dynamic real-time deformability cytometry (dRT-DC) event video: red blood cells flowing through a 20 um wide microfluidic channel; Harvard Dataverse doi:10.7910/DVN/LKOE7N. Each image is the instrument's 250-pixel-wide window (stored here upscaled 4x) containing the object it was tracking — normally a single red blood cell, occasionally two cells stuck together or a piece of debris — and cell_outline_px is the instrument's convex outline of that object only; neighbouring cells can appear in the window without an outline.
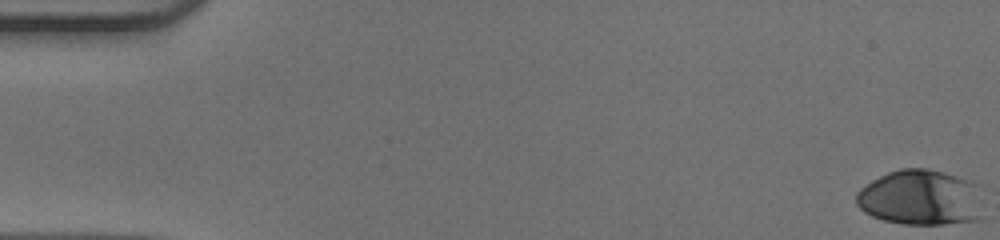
{"species": "human", "species_latin": "Homo sapiens", "temperature_condition": "warm", "stored_images_in_passage": 48, "camera_frame_rate_fps": 3000, "um_per_image_px": 0.085, "donor": {"sex": "male"}, "frame": {"image": 1, "passage_image": 1, "time_ms": 0.0, "image_size_px": [1000, 240], "cell_outline_px": [[980, 184], [976, 220], [940, 224], [904, 224], [884, 220], [872, 216], [864, 212], [856, 204], [856, 192], [860, 188], [872, 180], [888, 172], [900, 168], [928, 168], [956, 176]], "centroid_in_image_um": [78.18, 16.78], "position_along_channel_um": 6.8, "area_um2": 40.69}}
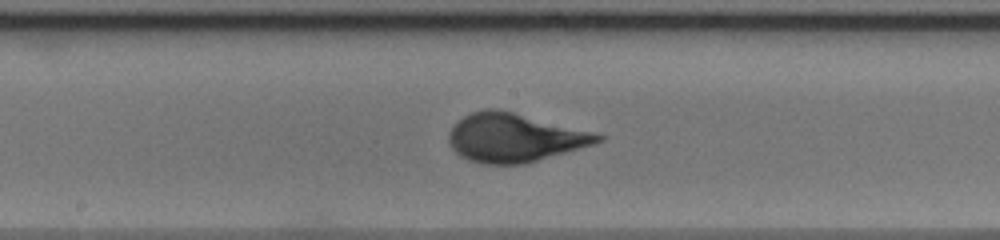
{"frame": {"image": 2, "passage_image": 28, "time_ms": 9.0, "image_size_px": [1000, 240], "cell_outline_px": [[604, 140], [592, 144], [524, 164], [484, 164], [468, 160], [460, 156], [452, 148], [448, 140], [448, 136], [452, 128], [464, 116], [472, 112], [488, 108], [492, 108], [512, 112], [592, 132], [604, 136]], "centroid_in_image_um": [43.68, 11.71], "position_along_channel_um": 204.5, "area_um2": 41.33}}
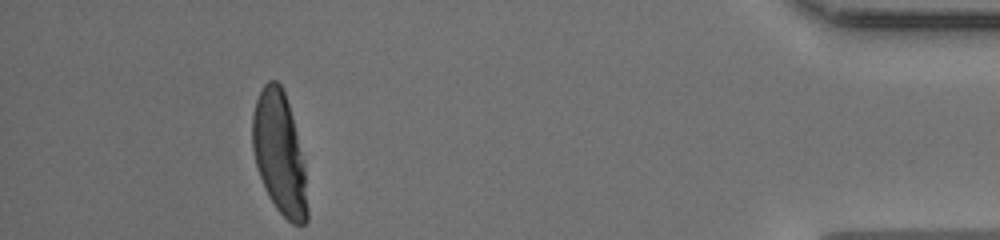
{"frame": {"image": 3, "passage_image": 48, "time_ms": 15.667, "image_size_px": [1000, 240], "cell_outline_px": [[308, 220], [304, 224], [292, 224], [276, 208], [268, 196], [264, 188], [256, 164], [252, 148], [252, 112], [256, 100], [264, 84], [268, 80], [276, 80], [280, 84], [284, 92], [292, 116], [304, 160], [308, 208]], "centroid_in_image_um": [23.75, 13.05], "position_along_channel_um": 411.4, "area_um2": 39.13}, "authors_computed_cell_mechanics": {"area_um2": 40.8068, "velocity_mm_per_s": 3.9833, "shape_relaxation_time_tau1_ms": 4.5543, "shape_relaxation_time_tau2_ms": null, "deformation_change_tau1": 0.2478, "deformation_change_tau2": null}}